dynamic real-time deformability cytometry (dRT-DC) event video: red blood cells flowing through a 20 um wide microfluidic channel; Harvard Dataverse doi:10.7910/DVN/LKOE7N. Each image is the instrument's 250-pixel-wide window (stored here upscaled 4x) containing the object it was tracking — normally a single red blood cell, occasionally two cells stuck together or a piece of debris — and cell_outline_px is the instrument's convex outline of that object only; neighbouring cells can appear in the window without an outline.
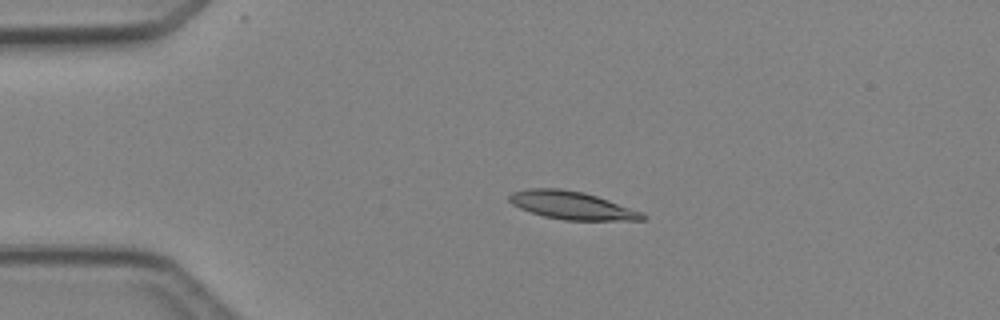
{"species": "Egyptian fruit bat (a non-hibernating species)", "species_latin": "Rousettus aegyptiacus", "temperature_condition": "cold", "stored_images_in_passage": 4, "camera_frame_rate_fps": 3000, "um_per_image_px": 0.085, "animal": {"sex": "female"}, "frame": {"image": 1, "passage_image": 3, "time_ms": 2.333, "image_size_px": [1000, 320], "cell_outline_px": [[648, 216], [644, 220], [564, 220], [544, 216], [520, 208], [512, 204], [508, 200], [508, 196], [512, 192], [528, 188], [560, 188], [584, 192], [644, 212]], "centroid_in_image_um": [48.62, 17.45], "position_along_channel_um": 36.4, "area_um2": 21.73}}